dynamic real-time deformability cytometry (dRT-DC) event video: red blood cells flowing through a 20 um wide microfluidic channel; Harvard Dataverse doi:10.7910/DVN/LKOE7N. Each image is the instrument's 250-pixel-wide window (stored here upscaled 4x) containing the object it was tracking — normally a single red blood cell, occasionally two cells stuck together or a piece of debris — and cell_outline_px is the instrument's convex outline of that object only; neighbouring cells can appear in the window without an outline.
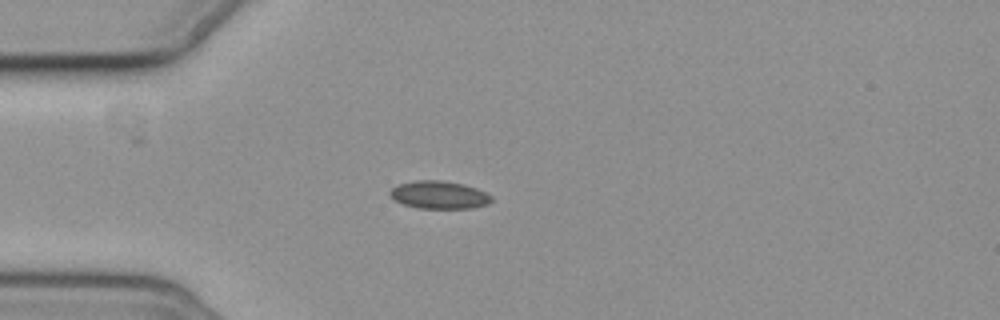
{"species": "common noctule bat (a hibernating species)", "species_latin": "Nyctalus noctula", "temperature_condition": "cold", "stored_images_in_passage": 7, "camera_frame_rate_fps": 3000, "um_per_image_px": 0.085, "animal": {"sex": "female", "body_mass_g": 19.3, "forearm_length_mm": 54.1}, "frame": {"image": 1, "passage_image": 4, "time_ms": 3.667, "image_size_px": [1000, 320], "cell_outline_px": [[492, 200], [488, 204], [472, 208], [420, 208], [404, 204], [392, 200], [388, 196], [388, 192], [392, 188], [400, 184], [416, 180], [440, 180], [464, 184], [476, 188], [492, 196]], "centroid_in_image_um": [37.29, 16.56], "position_along_channel_um": 47.7, "area_um2": 16.47}}
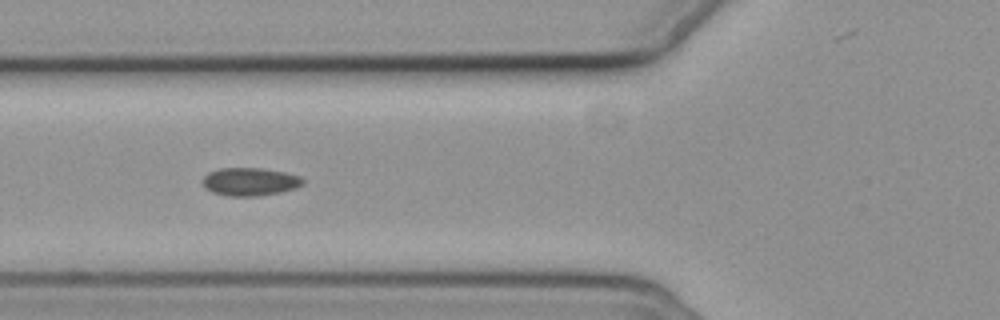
{"frame": {"image": 2, "passage_image": 6, "time_ms": 5.667, "image_size_px": [1000, 320], "cell_outline_px": [[304, 184], [296, 188], [280, 192], [260, 196], [228, 196], [212, 192], [204, 188], [204, 176], [208, 172], [220, 168], [264, 168], [284, 172], [300, 176], [304, 180]], "centroid_in_image_um": [21.26, 15.44], "position_along_channel_um": 104.5, "area_um2": 16.47}}
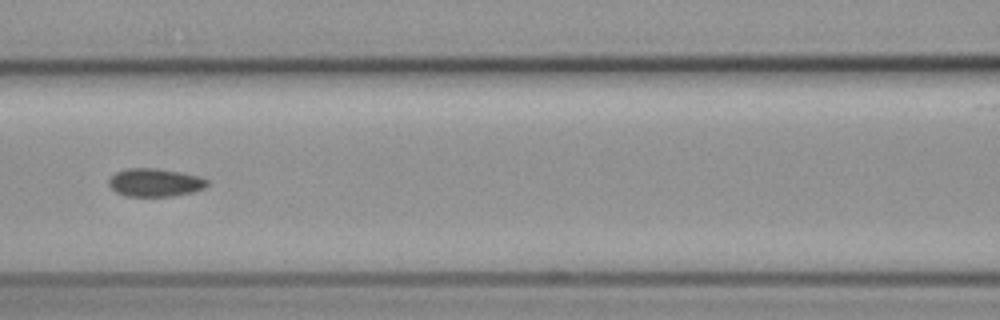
{"frame": {"image": 3, "passage_image": 7, "time_ms": 7.0, "image_size_px": [1000, 320], "cell_outline_px": [[208, 184], [204, 188], [192, 192], [172, 196], [124, 196], [116, 192], [108, 184], [108, 180], [116, 172], [128, 168], [156, 168], [180, 172], [200, 176], [208, 180]], "centroid_in_image_um": [13.17, 15.51], "position_along_channel_um": 153.4, "area_um2": 16.13}}